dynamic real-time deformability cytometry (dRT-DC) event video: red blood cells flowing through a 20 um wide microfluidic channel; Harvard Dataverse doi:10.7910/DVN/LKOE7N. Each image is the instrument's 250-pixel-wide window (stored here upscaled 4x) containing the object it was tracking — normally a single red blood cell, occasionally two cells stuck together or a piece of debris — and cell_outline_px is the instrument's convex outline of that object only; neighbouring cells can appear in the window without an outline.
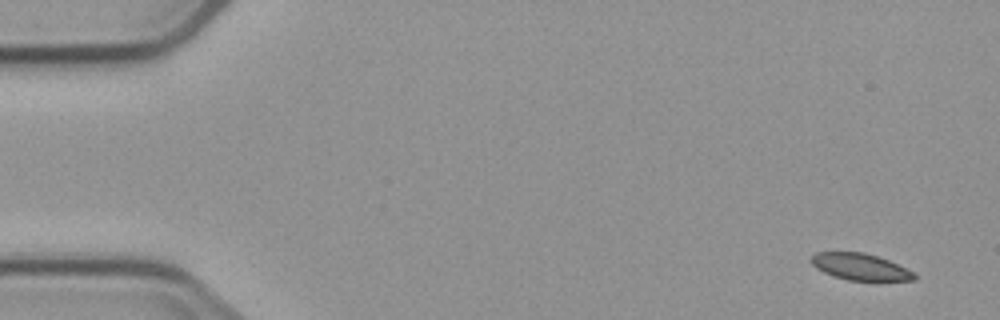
{"species": "common noctule bat (a hibernating species)", "species_latin": "Nyctalus noctula", "temperature_condition": "cold", "stored_images_in_passage": 5, "camera_frame_rate_fps": 3000, "um_per_image_px": 0.085, "animal": {"sex": "male", "body_mass_g": 23.1, "forearm_length_mm": 52.7}, "frame": {"image": 1, "passage_image": 1, "time_ms": 0.0, "image_size_px": [1000, 320], "cell_outline_px": [[916, 280], [848, 280], [832, 276], [816, 268], [812, 264], [812, 256], [816, 252], [864, 252], [888, 260], [912, 272], [916, 276]], "centroid_in_image_um": [73.08, 22.67], "position_along_channel_um": 11.9, "area_um2": 15.66}}
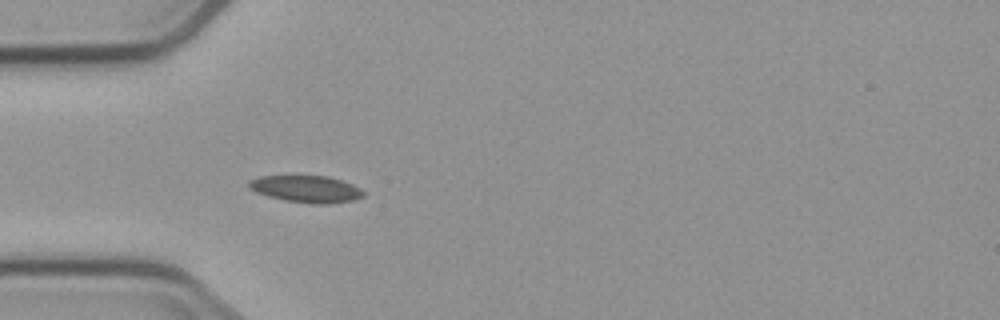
{"frame": {"image": 2, "passage_image": 5, "time_ms": 4.667, "image_size_px": [1000, 320], "cell_outline_px": [[364, 196], [352, 200], [328, 204], [312, 204], [284, 200], [268, 196], [256, 192], [248, 188], [248, 180], [260, 176], [328, 176], [352, 184], [360, 188], [364, 192]], "centroid_in_image_um": [26.01, 16.06], "position_along_channel_um": 59.0, "area_um2": 17.98}}